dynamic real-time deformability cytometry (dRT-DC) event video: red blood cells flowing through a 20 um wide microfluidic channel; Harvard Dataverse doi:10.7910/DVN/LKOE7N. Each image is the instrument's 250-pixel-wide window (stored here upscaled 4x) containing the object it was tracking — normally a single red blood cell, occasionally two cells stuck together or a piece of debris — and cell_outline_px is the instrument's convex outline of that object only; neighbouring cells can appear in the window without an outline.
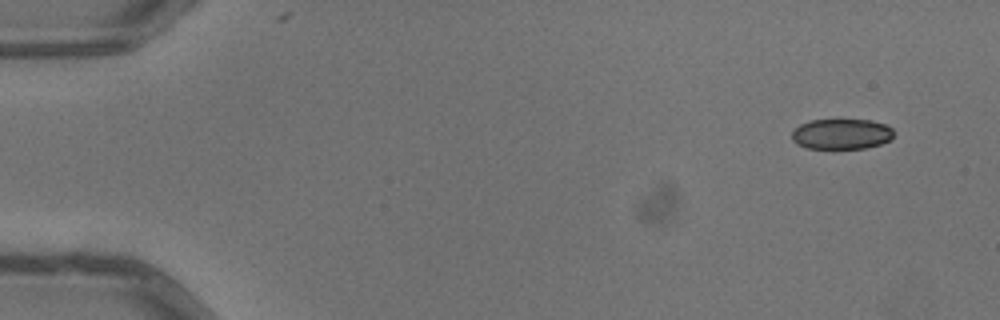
{"species": "common noctule bat (a hibernating species)", "species_latin": "Nyctalus noctula", "temperature_condition": "warm", "stored_images_in_passage": 7, "camera_frame_rate_fps": 3000, "um_per_image_px": 0.085, "animal": {"sex": "male", "body_mass_g": 13.3}, "frame": {"image": 1, "passage_image": 1, "time_ms": 0.0, "image_size_px": [1000, 320], "cell_outline_px": [[892, 140], [880, 144], [864, 148], [804, 148], [796, 144], [792, 140], [792, 132], [800, 124], [808, 120], [872, 120], [884, 124], [892, 128]], "centroid_in_image_um": [71.5, 11.39], "position_along_channel_um": 13.5, "area_um2": 18.09}}
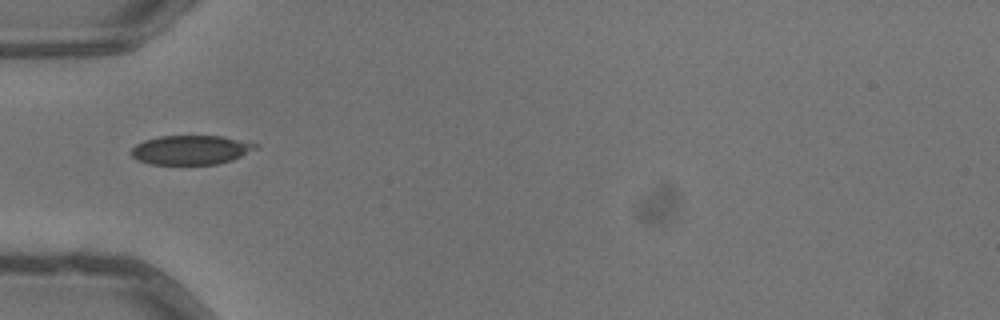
{"frame": {"image": 2, "passage_image": 5, "time_ms": 1.333, "image_size_px": [1000, 320], "cell_outline_px": [[256, 148], [232, 160], [216, 164], [148, 164], [136, 160], [132, 156], [132, 148], [136, 144], [144, 140], [160, 136], [220, 136], [256, 144]], "centroid_in_image_um": [16.15, 12.75], "position_along_channel_um": 68.9, "area_um2": 20.87}}